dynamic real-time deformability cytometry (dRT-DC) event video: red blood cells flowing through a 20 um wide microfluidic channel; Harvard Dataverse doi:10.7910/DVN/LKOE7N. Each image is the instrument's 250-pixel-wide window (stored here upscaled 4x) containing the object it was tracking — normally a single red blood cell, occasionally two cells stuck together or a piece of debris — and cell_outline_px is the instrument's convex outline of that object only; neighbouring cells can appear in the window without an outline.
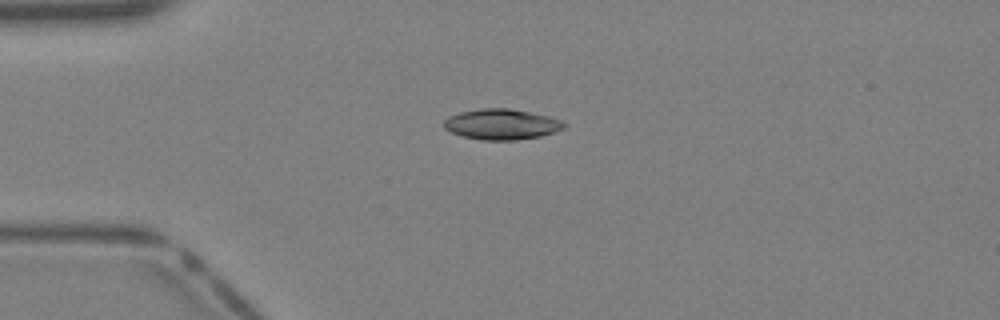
{"species": "Egyptian fruit bat (a non-hibernating species)", "species_latin": "Rousettus aegyptiacus", "temperature_condition": "warm", "stored_images_in_passage": 40, "camera_frame_rate_fps": 3000, "um_per_image_px": 0.085, "animal": {"sex": "female"}, "frame": {"image": 1, "passage_image": 10, "time_ms": 3.0, "image_size_px": [1000, 320], "cell_outline_px": [[568, 124], [564, 128], [540, 136], [516, 140], [480, 140], [460, 136], [444, 128], [444, 120], [448, 116], [460, 112], [480, 108], [508, 108], [548, 116], [564, 120]], "centroid_in_image_um": [42.63, 10.56], "position_along_channel_um": 42.4, "area_um2": 21.5}}
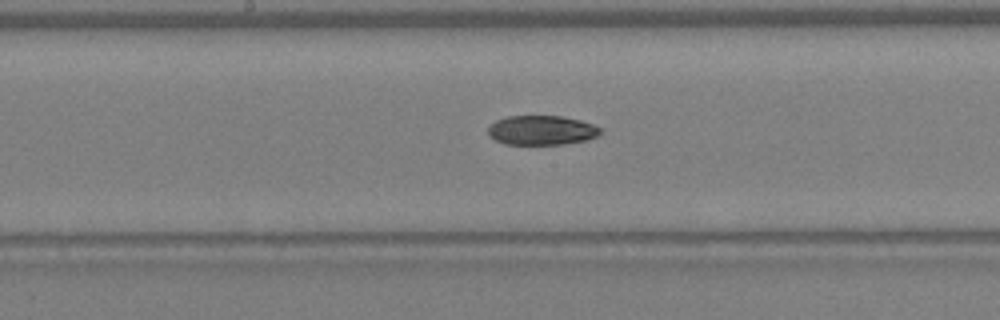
{"frame": {"image": 2, "passage_image": 21, "time_ms": 6.667, "image_size_px": [1000, 320], "cell_outline_px": [[604, 132], [588, 140], [564, 144], [504, 144], [488, 136], [488, 128], [496, 120], [508, 116], [560, 116], [580, 120], [604, 128]], "centroid_in_image_um": [46.08, 11.07], "position_along_channel_um": 202.1, "area_um2": 19.42}}
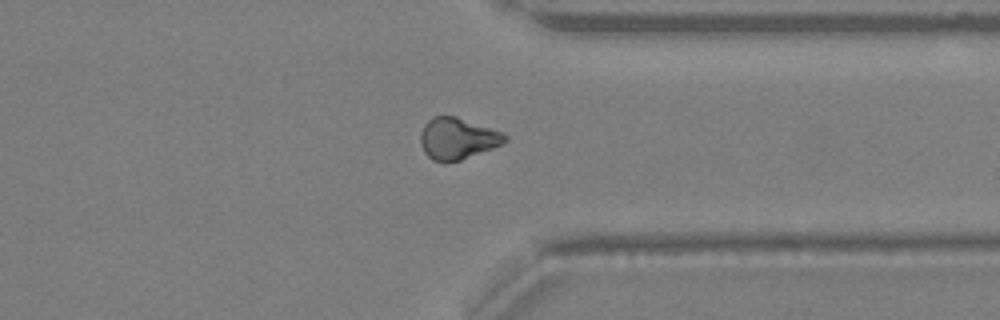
{"frame": {"image": 3, "passage_image": 31, "time_ms": 10.0, "image_size_px": [1000, 320], "cell_outline_px": [[508, 140], [504, 144], [460, 160], [444, 164], [432, 160], [424, 152], [420, 144], [420, 132], [424, 124], [432, 116], [456, 116], [504, 132], [508, 136]], "centroid_in_image_um": [38.89, 11.78], "position_along_channel_um": 372.5, "area_um2": 20.87}}